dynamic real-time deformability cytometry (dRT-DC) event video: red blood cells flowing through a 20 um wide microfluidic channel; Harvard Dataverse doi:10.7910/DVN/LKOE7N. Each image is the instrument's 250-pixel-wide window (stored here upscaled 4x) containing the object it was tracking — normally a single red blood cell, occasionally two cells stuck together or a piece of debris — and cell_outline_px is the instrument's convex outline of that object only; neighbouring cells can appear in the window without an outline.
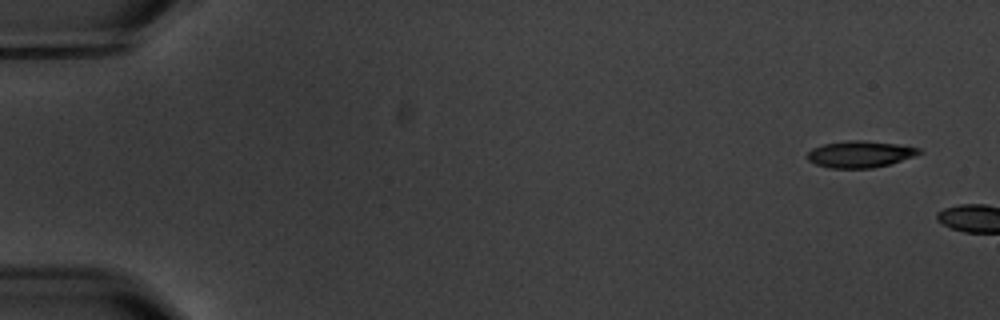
{"species": "common noctule bat (a hibernating species)", "species_latin": "Nyctalus noctula", "temperature_condition": "warm", "stored_images_in_passage": 6, "camera_frame_rate_fps": 3000, "um_per_image_px": 0.085, "animal": {"sex": "male", "body_mass_g": 20.1, "forearm_length_mm": 53.5}, "frame": {"image": 1, "passage_image": 1, "time_ms": 0.0, "image_size_px": [1000, 320], "cell_outline_px": [[924, 152], [888, 164], [872, 168], [828, 168], [816, 164], [808, 160], [804, 156], [812, 148], [824, 144], [848, 140], [864, 140], [896, 144], [920, 148]], "centroid_in_image_um": [73.05, 13.1], "position_along_channel_um": 12.0, "area_um2": 17.28}}
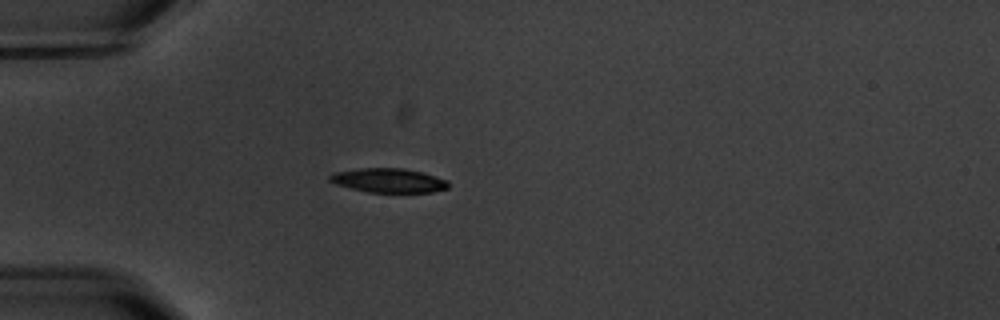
{"frame": {"image": 2, "passage_image": 6, "time_ms": 6.667, "image_size_px": [1000, 320], "cell_outline_px": [[448, 188], [432, 192], [368, 192], [336, 184], [328, 180], [328, 176], [332, 172], [360, 168], [404, 168], [436, 176], [448, 180]], "centroid_in_image_um": [33.01, 15.33], "position_along_channel_um": 52.0, "area_um2": 16.7}}